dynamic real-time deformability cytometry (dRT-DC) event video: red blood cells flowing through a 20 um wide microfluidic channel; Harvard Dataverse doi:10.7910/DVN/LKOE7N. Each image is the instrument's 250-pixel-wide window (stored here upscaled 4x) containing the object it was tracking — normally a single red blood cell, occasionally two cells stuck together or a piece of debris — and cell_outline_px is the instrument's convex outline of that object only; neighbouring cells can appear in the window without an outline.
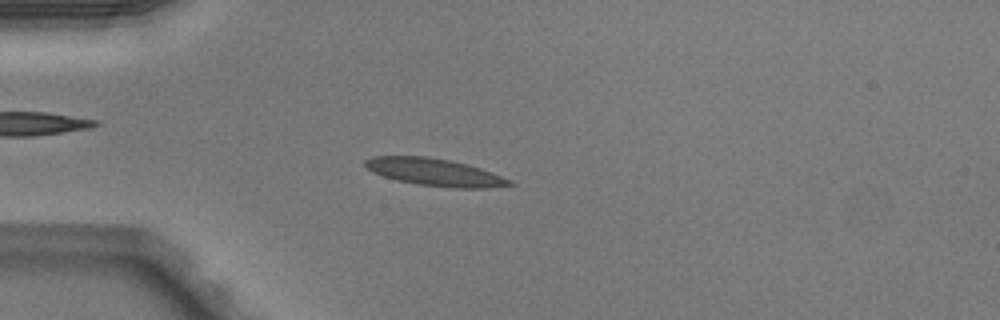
{"species": "Egyptian fruit bat (a non-hibernating species)", "species_latin": "Rousettus aegyptiacus", "temperature_condition": "warm", "stored_images_in_passage": 49, "camera_frame_rate_fps": 3000, "um_per_image_px": 0.085, "animal": {"sex": "male"}, "frame": {"image": 1, "passage_image": 13, "time_ms": 4.0, "image_size_px": [1000, 320], "cell_outline_px": [[516, 184], [488, 188], [456, 188], [416, 184], [396, 180], [372, 172], [364, 164], [364, 160], [372, 156], [428, 156], [448, 160], [480, 168], [512, 180]], "centroid_in_image_um": [36.94, 14.64], "position_along_channel_um": 48.1, "area_um2": 22.89}}
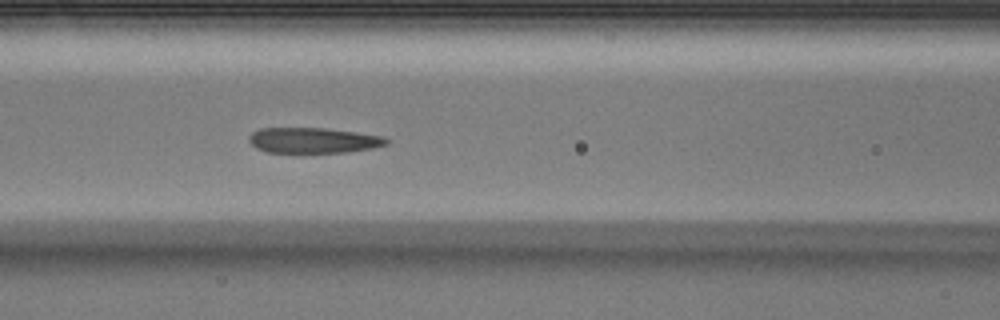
{"frame": {"image": 2, "passage_image": 21, "time_ms": 6.667, "image_size_px": [1000, 320], "cell_outline_px": [[388, 144], [372, 148], [348, 152], [268, 152], [256, 148], [248, 140], [248, 136], [252, 132], [260, 128], [324, 128], [356, 132], [380, 136], [388, 140]], "centroid_in_image_um": [26.59, 11.92], "position_along_channel_um": 140.0, "area_um2": 20.23}}
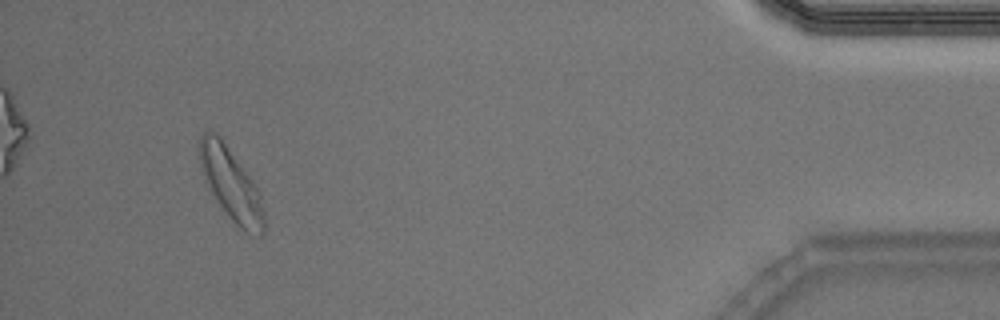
{"frame": {"image": 3, "passage_image": 46, "time_ms": 15.0, "image_size_px": [1000, 320], "cell_outline_px": [[264, 232], [260, 236], [256, 236], [240, 228], [232, 220], [220, 204], [204, 180], [200, 172], [200, 136], [204, 132], [216, 132], [220, 136], [252, 180], [260, 196], [264, 212]], "centroid_in_image_um": [19.63, 15.65], "position_along_channel_um": 415.6, "area_um2": 26.53}, "authors_computed_cell_mechanics": {"area_um2": 21.675, "velocity_mm_per_s": 4.0682, "shape_relaxation_time_tau1_ms": 4.3513, "shape_relaxation_time_tau2_ms": 0.9553, "deformation_change_tau1": 0.1722, "deformation_change_tau2": 0.0607}}